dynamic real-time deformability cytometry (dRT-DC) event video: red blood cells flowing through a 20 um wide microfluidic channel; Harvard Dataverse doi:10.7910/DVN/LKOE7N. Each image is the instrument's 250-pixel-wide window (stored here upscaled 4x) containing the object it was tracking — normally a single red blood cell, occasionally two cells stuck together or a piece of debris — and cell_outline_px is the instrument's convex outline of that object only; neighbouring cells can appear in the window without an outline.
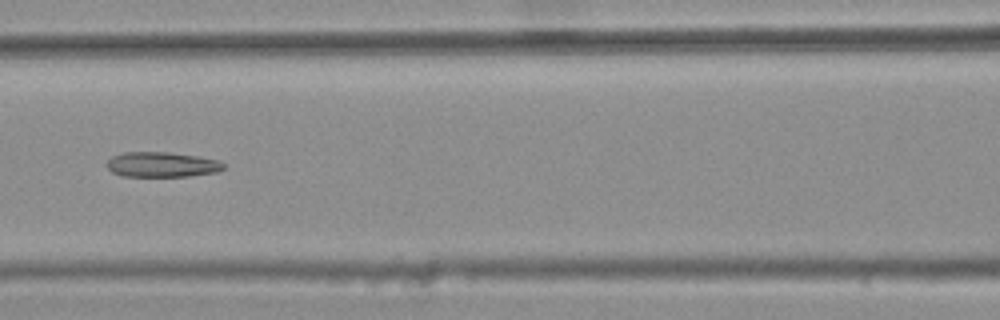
{"species": "common noctule bat (a hibernating species)", "species_latin": "Nyctalus noctula", "temperature_condition": "warm", "stored_images_in_passage": 6, "camera_frame_rate_fps": 3000, "um_per_image_px": 0.085, "animal": {"sex": "female", "body_mass_g": 25.1}, "frame": {"image": 1, "passage_image": 6, "time_ms": 1.667, "image_size_px": [1000, 320], "cell_outline_px": [[224, 168], [216, 172], [188, 176], [124, 176], [112, 172], [108, 168], [108, 160], [112, 156], [124, 152], [168, 152], [200, 156], [216, 160], [224, 164]], "centroid_in_image_um": [13.76, 13.98], "position_along_channel_um": 152.8, "area_um2": 16.94}}